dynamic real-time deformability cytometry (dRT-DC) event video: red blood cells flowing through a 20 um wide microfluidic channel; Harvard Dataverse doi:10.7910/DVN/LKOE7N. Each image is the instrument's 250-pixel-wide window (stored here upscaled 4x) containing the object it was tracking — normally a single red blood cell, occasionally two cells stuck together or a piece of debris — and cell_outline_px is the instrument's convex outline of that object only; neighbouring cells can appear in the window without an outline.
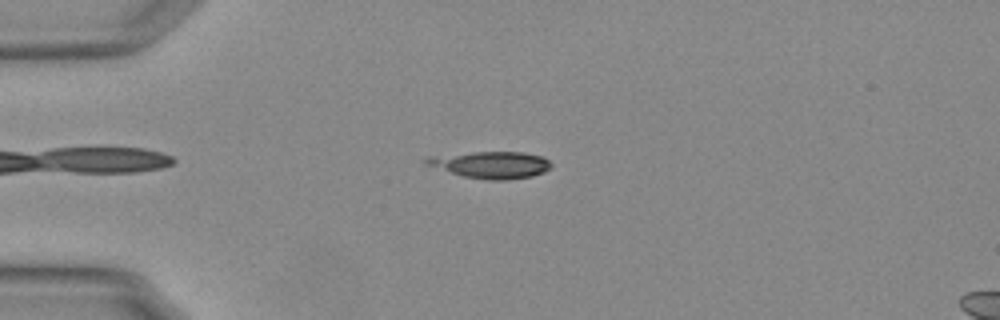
{"species": "Egyptian fruit bat (a non-hibernating species)", "species_latin": "Rousettus aegyptiacus", "temperature_condition": "warm", "stored_images_in_passage": 16, "camera_frame_rate_fps": 3000, "um_per_image_px": 0.085, "animal": {"sex": "female"}, "frame": {"image": 1, "passage_image": 12, "time_ms": 3.667, "image_size_px": [1000, 320], "cell_outline_px": [[552, 168], [544, 172], [532, 176], [508, 180], [488, 180], [464, 176], [424, 164], [424, 156], [472, 152], [524, 152], [544, 156], [552, 164]], "centroid_in_image_um": [41.74, 13.99], "position_along_channel_um": 43.3, "area_um2": 19.77}}